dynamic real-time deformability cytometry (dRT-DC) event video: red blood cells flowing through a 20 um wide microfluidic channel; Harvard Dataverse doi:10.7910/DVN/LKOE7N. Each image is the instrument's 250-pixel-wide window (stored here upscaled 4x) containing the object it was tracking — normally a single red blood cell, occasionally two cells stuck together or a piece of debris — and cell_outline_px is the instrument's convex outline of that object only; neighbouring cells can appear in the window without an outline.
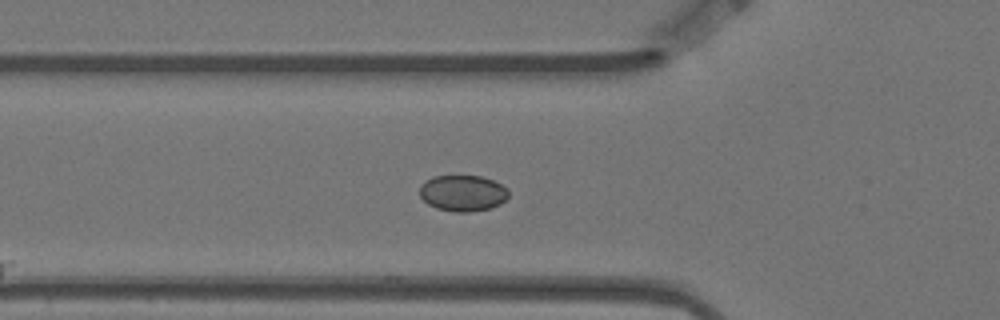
{"species": "Egyptian fruit bat (a non-hibernating species)", "species_latin": "Rousettus aegyptiacus", "temperature_condition": "warm", "stored_images_in_passage": 5, "segment_of_instrument_passage": [2, 2], "camera_frame_rate_fps": 3000, "um_per_image_px": 0.085, "animal": {"sex": "female"}, "frame": {"image": 1, "passage_image": 5, "time_ms": 1.333, "image_size_px": [1000, 320], "cell_outline_px": [[508, 196], [500, 204], [492, 208], [468, 212], [452, 212], [436, 208], [428, 204], [420, 196], [420, 184], [424, 180], [432, 176], [480, 176], [492, 180], [508, 188]], "centroid_in_image_um": [39.31, 16.42], "position_along_channel_um": 86.5, "area_um2": 18.84}}